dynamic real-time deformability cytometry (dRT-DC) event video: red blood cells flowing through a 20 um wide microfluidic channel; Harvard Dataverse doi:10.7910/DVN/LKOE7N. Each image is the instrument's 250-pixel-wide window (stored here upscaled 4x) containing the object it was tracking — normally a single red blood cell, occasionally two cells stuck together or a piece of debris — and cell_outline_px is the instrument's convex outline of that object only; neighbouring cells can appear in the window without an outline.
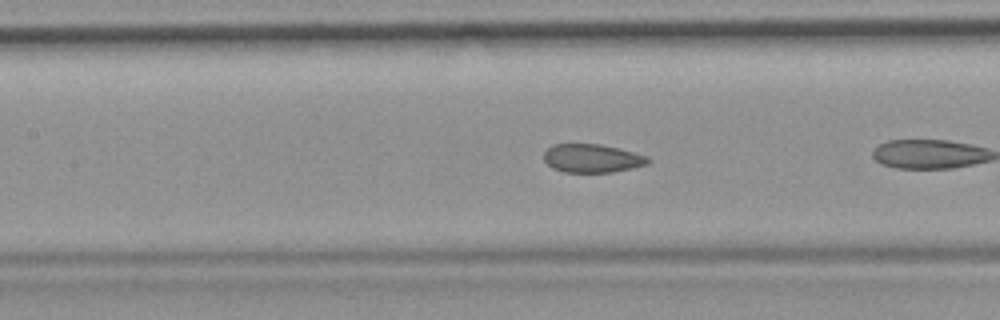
{"species": "common noctule bat (a hibernating species)", "species_latin": "Nyctalus noctula", "temperature_condition": "room temperature", "stored_images_in_passage": 13, "camera_frame_rate_fps": 3000, "um_per_image_px": 0.085, "animal": {"sex": "female", "body_mass_g": 19.9}, "frame": {"image": 1, "passage_image": 4, "time_ms": 1.0, "image_size_px": [1000, 320], "cell_outline_px": [[652, 160], [648, 164], [632, 168], [612, 172], [564, 172], [552, 168], [544, 160], [544, 152], [552, 144], [600, 144], [620, 148], [648, 156]], "centroid_in_image_um": [50.35, 13.45], "position_along_channel_um": 157.0, "area_um2": 17.4}}